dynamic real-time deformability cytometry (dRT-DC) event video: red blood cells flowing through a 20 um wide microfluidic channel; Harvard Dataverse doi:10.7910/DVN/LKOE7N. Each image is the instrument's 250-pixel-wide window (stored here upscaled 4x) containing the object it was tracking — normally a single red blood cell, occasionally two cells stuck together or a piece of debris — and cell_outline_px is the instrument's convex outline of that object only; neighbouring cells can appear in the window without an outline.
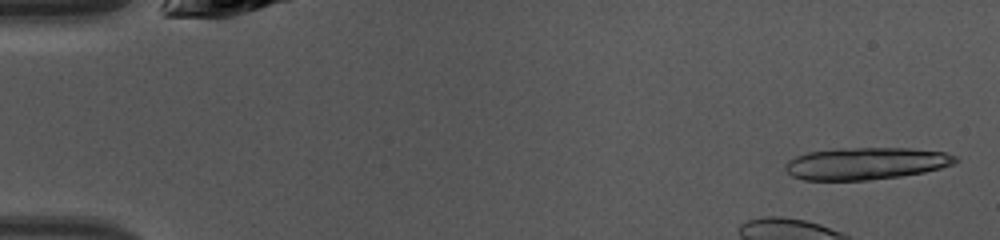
{"species": "common noctule bat (a hibernating species)", "species_latin": "Nyctalus noctula", "temperature_condition": "warm", "stored_images_in_passage": 10, "camera_frame_rate_fps": 3000, "um_per_image_px": 0.085, "animal": {"sex": "female", "body_mass_g": 10.0, "forearm_length_mm": 53.1}, "frame": {"image": 1, "passage_image": 2, "time_ms": 0.333, "image_size_px": [1000, 240], "cell_outline_px": [[960, 160], [952, 164], [940, 168], [924, 172], [900, 176], [868, 180], [804, 180], [792, 176], [784, 168], [784, 164], [788, 160], [796, 156], [808, 152], [836, 148], [908, 148], [944, 152], [956, 156]], "centroid_in_image_um": [73.58, 13.89], "position_along_channel_um": 11.4, "area_um2": 31.91}}